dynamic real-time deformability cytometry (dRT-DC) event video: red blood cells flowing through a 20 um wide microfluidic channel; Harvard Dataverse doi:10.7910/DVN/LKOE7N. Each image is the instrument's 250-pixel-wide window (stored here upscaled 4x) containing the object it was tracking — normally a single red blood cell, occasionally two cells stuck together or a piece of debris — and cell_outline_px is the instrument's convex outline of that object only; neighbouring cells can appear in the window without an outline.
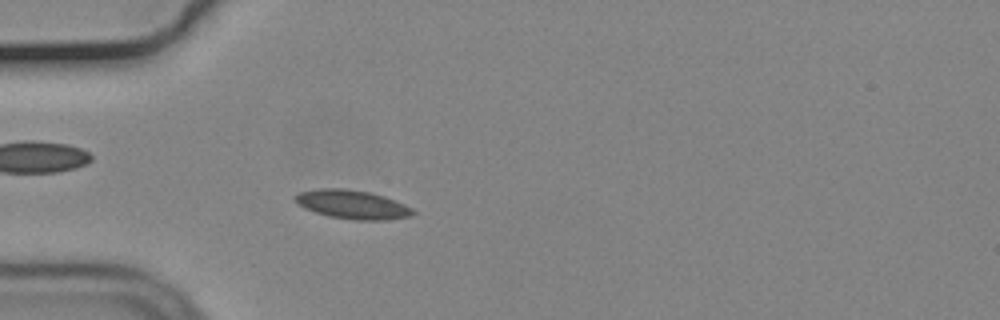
{"species": "common noctule bat (a hibernating species)", "species_latin": "Nyctalus noctula", "temperature_condition": "cold", "stored_images_in_passage": 33, "camera_frame_rate_fps": 3000, "um_per_image_px": 0.085, "animal": {"sex": "male", "body_mass_g": 19.2, "forearm_length_mm": 51.8}, "frame": {"image": 1, "passage_image": 16, "time_ms": 5.0, "image_size_px": [1000, 320], "cell_outline_px": [[416, 212], [412, 216], [384, 220], [352, 220], [328, 216], [304, 208], [296, 204], [296, 196], [300, 192], [320, 188], [344, 188], [368, 192], [384, 196], [404, 204], [412, 208]], "centroid_in_image_um": [29.96, 17.39], "position_along_channel_um": 55.0, "area_um2": 19.71}}
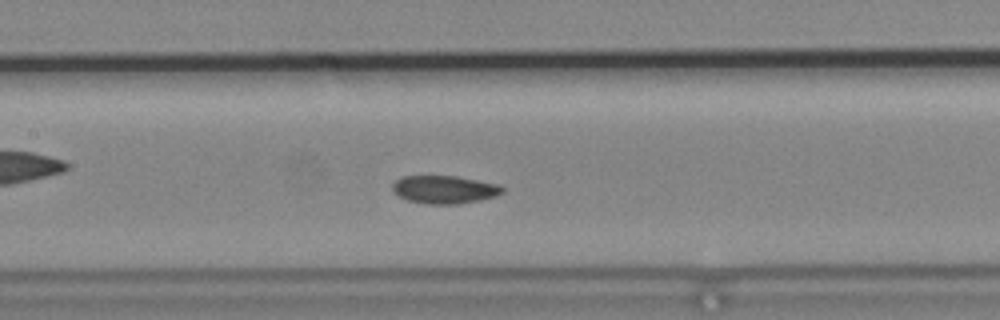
{"frame": {"image": 2, "passage_image": 26, "time_ms": 8.333, "image_size_px": [1000, 320], "cell_outline_px": [[504, 192], [496, 196], [456, 204], [424, 204], [408, 200], [392, 192], [392, 184], [400, 176], [456, 176], [500, 184], [504, 188]], "centroid_in_image_um": [37.76, 16.1], "position_along_channel_um": 169.6, "area_um2": 17.98}}
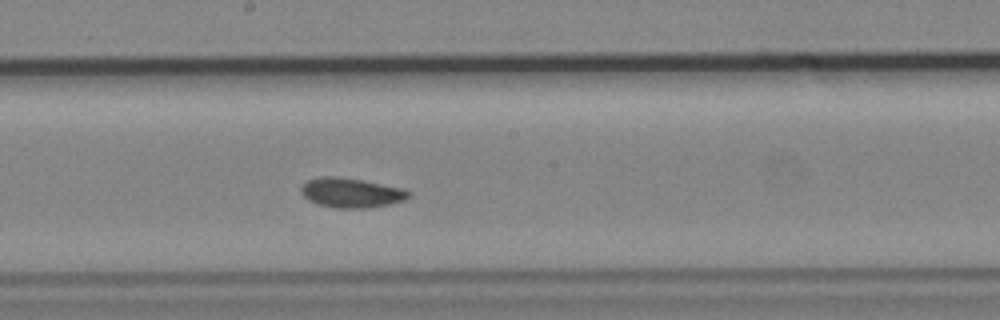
{"frame": {"image": 3, "passage_image": 30, "time_ms": 9.667, "image_size_px": [1000, 320], "cell_outline_px": [[412, 196], [404, 200], [388, 204], [368, 208], [332, 208], [316, 204], [308, 200], [300, 192], [300, 188], [308, 180], [320, 176], [336, 176], [360, 180], [400, 188], [412, 192]], "centroid_in_image_um": [29.82, 16.4], "position_along_channel_um": 218.4, "area_um2": 18.55}}